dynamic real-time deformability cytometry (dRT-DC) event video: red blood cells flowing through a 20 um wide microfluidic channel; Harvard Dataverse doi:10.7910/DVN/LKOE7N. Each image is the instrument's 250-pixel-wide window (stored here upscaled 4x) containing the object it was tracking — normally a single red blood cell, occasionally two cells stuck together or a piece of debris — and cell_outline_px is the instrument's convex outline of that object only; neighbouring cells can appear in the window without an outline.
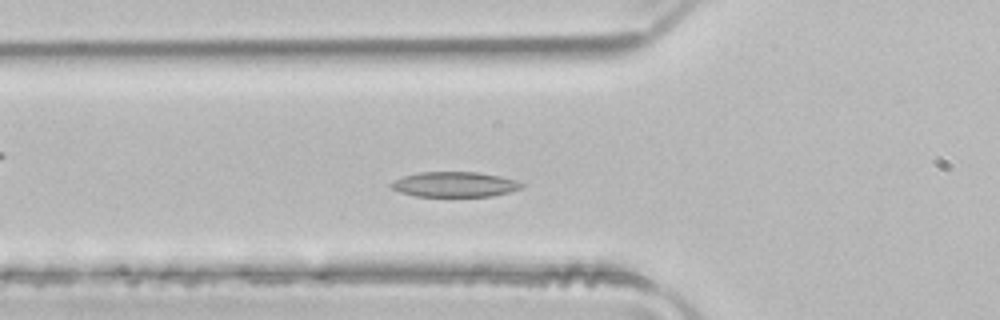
{"species": "common noctule bat (a hibernating species)", "species_latin": "Nyctalus noctula", "temperature_condition": "room temperature", "stored_images_in_passage": 46, "camera_frame_rate_fps": 3000, "um_per_image_px": 0.085, "animal": {"sex": "male", "body_mass_g": 21.5, "forearm_length_mm": 52.0}, "frame": {"image": 1, "passage_image": 13, "time_ms": 4.0, "image_size_px": [1000, 320], "cell_outline_px": [[524, 188], [492, 196], [416, 196], [400, 192], [392, 188], [388, 184], [404, 176], [420, 172], [476, 172], [500, 176], [516, 180], [524, 184]], "centroid_in_image_um": [38.67, 15.67], "position_along_channel_um": 87.1, "area_um2": 19.02}}
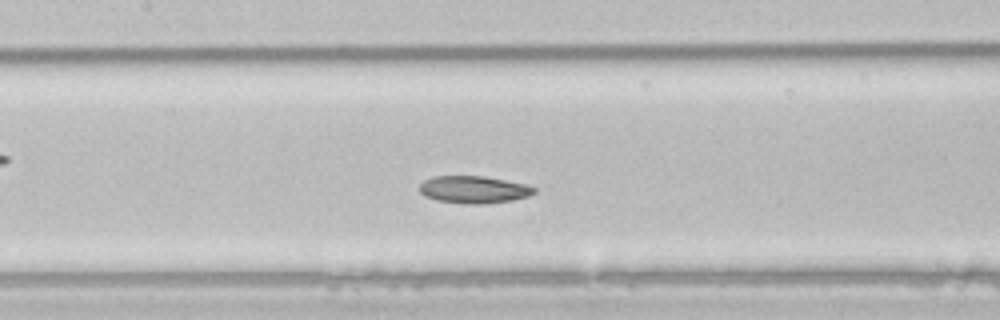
{"frame": {"image": 2, "passage_image": 19, "time_ms": 6.0, "image_size_px": [1000, 320], "cell_outline_px": [[536, 192], [528, 196], [512, 200], [484, 204], [472, 204], [436, 200], [424, 196], [420, 192], [420, 184], [424, 180], [432, 176], [484, 176], [524, 184], [536, 188]], "centroid_in_image_um": [40.25, 16.11], "position_along_channel_um": 167.2, "area_um2": 18.15}}
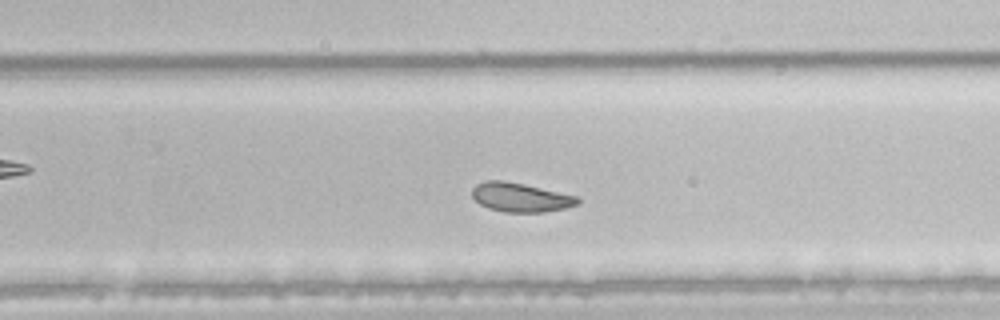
{"frame": {"image": 3, "passage_image": 28, "time_ms": 9.0, "image_size_px": [1000, 320], "cell_outline_px": [[580, 204], [564, 208], [544, 212], [504, 212], [488, 208], [480, 204], [472, 196], [472, 188], [476, 184], [488, 180], [500, 180], [524, 184], [580, 196]], "centroid_in_image_um": [44.28, 16.77], "position_along_channel_um": 285.5, "area_um2": 17.98}, "authors_computed_cell_mechanics": {"area_um2": 20.2011, "velocity_mm_per_s": 3.9646, "shape_relaxation_time_tau1_ms": 7.3077, "shape_relaxation_time_tau2_ms": 5.9376, "deformation_change_tau1": 0.1357, "deformation_change_tau2": 0.1177}}